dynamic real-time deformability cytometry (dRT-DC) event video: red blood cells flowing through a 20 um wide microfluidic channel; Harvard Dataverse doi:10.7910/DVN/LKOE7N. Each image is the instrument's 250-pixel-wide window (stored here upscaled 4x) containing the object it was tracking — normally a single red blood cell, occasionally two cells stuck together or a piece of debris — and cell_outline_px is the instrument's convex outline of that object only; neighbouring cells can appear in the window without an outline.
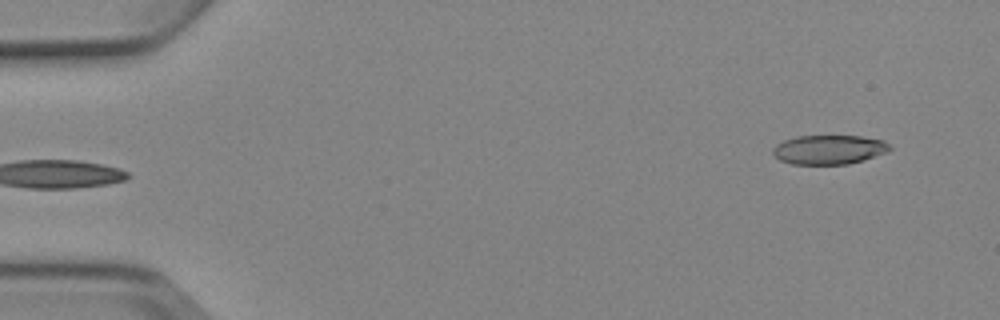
{"species": "Egyptian fruit bat (a non-hibernating species)", "species_latin": "Rousettus aegyptiacus", "temperature_condition": "cold", "stored_images_in_passage": 5, "camera_frame_rate_fps": 3000, "um_per_image_px": 0.085, "animal": {"sex": "female"}, "frame": {"image": 1, "passage_image": 5, "time_ms": 5.667, "image_size_px": [1000, 320], "cell_outline_px": [[892, 148], [884, 152], [864, 160], [848, 164], [792, 164], [780, 160], [772, 152], [772, 148], [776, 144], [784, 140], [796, 136], [860, 136], [884, 140]], "centroid_in_image_um": [70.44, 12.71], "position_along_channel_um": 14.6, "area_um2": 19.83}}